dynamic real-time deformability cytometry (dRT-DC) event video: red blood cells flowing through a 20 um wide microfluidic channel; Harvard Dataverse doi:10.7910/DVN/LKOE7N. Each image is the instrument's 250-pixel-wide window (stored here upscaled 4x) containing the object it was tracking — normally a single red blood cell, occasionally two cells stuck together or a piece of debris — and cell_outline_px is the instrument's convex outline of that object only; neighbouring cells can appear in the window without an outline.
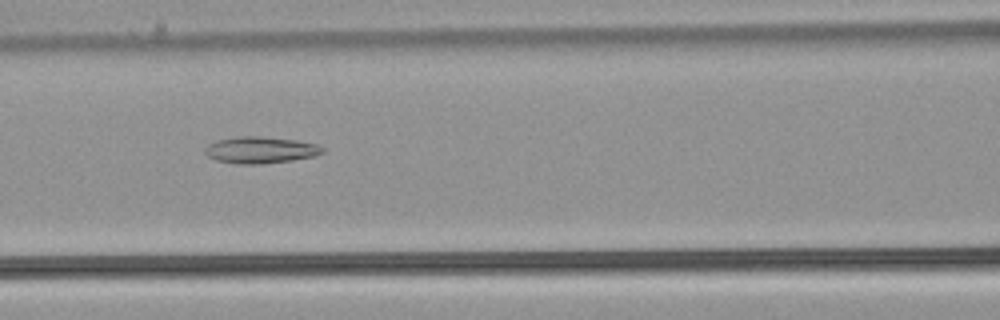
{"species": "common noctule bat (a hibernating species)", "species_latin": "Nyctalus noctula", "temperature_condition": "warm", "stored_images_in_passage": 38, "camera_frame_rate_fps": 3000, "um_per_image_px": 0.085, "animal": {"sex": "male", "body_mass_g": 21.5, "forearm_length_mm": 52.0}, "frame": {"image": 1, "passage_image": 9, "time_ms": 2.667, "image_size_px": [1000, 320], "cell_outline_px": [[324, 152], [316, 156], [292, 160], [260, 164], [236, 164], [216, 160], [208, 156], [204, 152], [204, 148], [208, 144], [216, 140], [236, 136], [260, 136], [296, 140], [316, 144], [324, 148]], "centroid_in_image_um": [22.12, 12.74], "position_along_channel_um": 144.5, "area_um2": 18.38}}
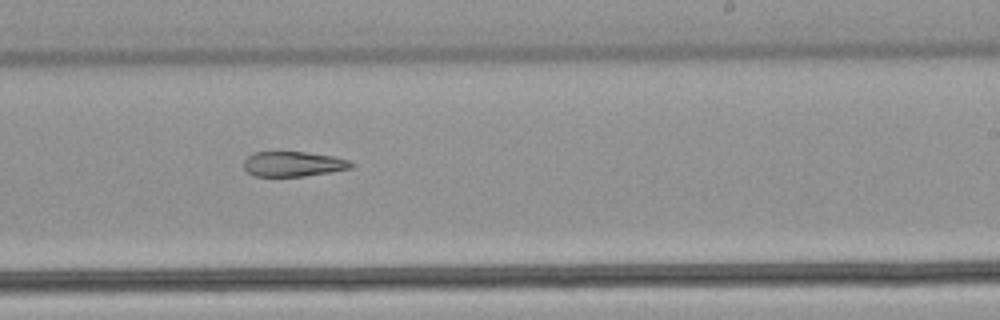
{"frame": {"image": 2, "passage_image": 18, "time_ms": 5.667, "image_size_px": [1000, 320], "cell_outline_px": [[352, 168], [304, 176], [252, 176], [244, 168], [244, 160], [252, 152], [304, 152], [332, 156], [352, 160]], "centroid_in_image_um": [24.9, 13.93], "position_along_channel_um": 264.1, "area_um2": 15.61}}
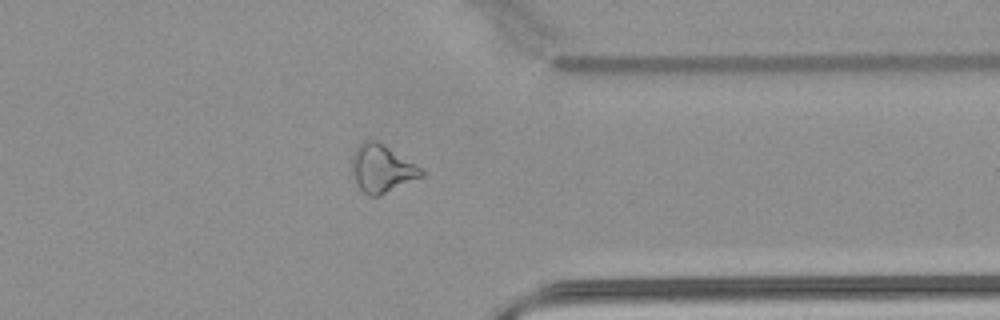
{"frame": {"image": 3, "passage_image": 27, "time_ms": 8.667, "image_size_px": [1000, 320], "cell_outline_px": [[424, 176], [380, 196], [368, 196], [356, 184], [352, 168], [352, 156], [356, 148], [364, 140], [376, 140], [384, 144], [416, 164], [424, 172]], "centroid_in_image_um": [32.46, 14.34], "position_along_channel_um": 378.9, "area_um2": 19.31}, "authors_computed_cell_mechanics": {"area_um2": 18.6116, "velocity_mm_per_s": 4.0068, "shape_relaxation_time_tau1_ms": null, "shape_relaxation_time_tau2_ms": 11.3885, "deformation_change_tau1": null, "deformation_change_tau2": 0.25}}